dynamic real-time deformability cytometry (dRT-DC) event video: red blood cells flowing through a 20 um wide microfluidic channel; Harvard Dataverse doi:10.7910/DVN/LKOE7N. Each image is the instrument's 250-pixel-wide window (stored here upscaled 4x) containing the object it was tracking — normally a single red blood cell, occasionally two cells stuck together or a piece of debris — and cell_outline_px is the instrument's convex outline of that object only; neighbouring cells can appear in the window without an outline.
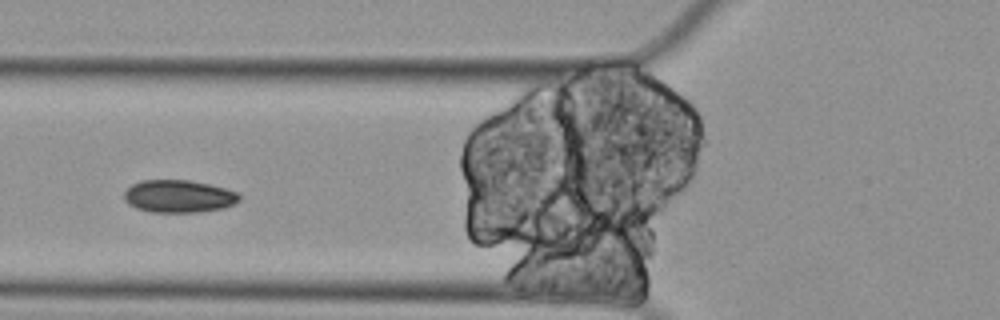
{"species": "Egyptian fruit bat (a non-hibernating species)", "species_latin": "Rousettus aegyptiacus", "temperature_condition": "cold", "stored_images_in_passage": 9, "segment_of_instrument_passage": [2, 2], "camera_frame_rate_fps": 3000, "um_per_image_px": 0.085, "animal": {"sex": "female"}, "frame": {"image": 1, "passage_image": 4, "time_ms": 1.0, "image_size_px": [1000, 320], "cell_outline_px": [[240, 200], [224, 208], [196, 212], [148, 212], [136, 208], [128, 204], [124, 200], [124, 192], [132, 184], [144, 180], [188, 180], [208, 184], [224, 188], [236, 192], [240, 196]], "centroid_in_image_um": [15.15, 16.69], "position_along_channel_um": 110.6, "area_um2": 21.79}}
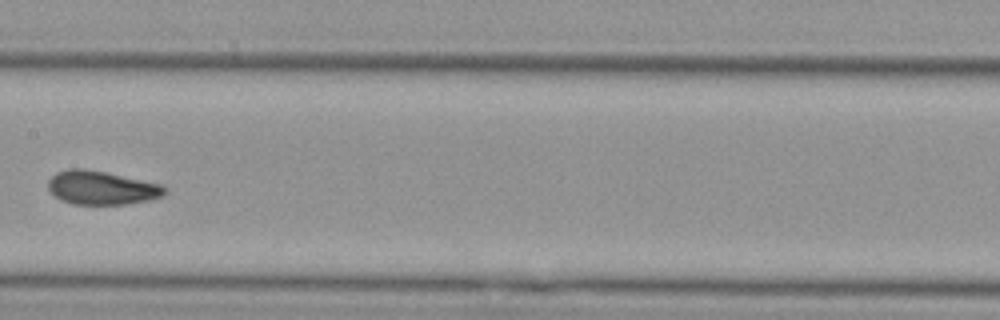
{"frame": {"image": 2, "passage_image": 6, "time_ms": 1.667, "image_size_px": [1000, 320], "cell_outline_px": [[168, 192], [164, 196], [148, 200], [124, 204], [72, 204], [60, 200], [48, 188], [48, 180], [56, 172], [68, 168], [84, 168], [104, 172], [160, 184], [168, 188]], "centroid_in_image_um": [8.63, 15.96], "position_along_channel_um": 198.8, "area_um2": 22.83}}
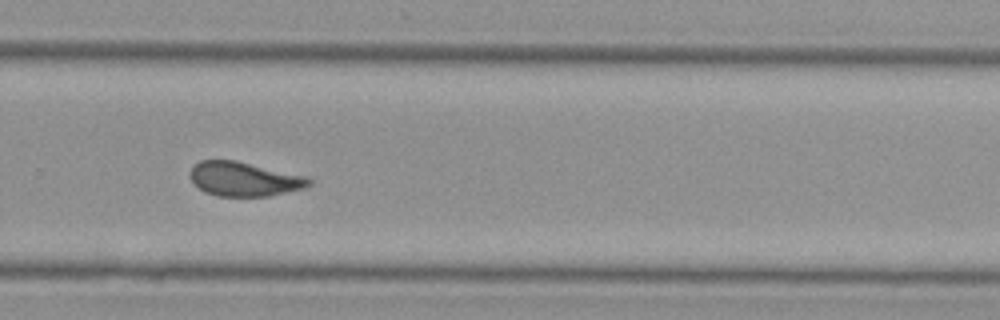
{"frame": {"image": 3, "passage_image": 9, "time_ms": 2.667, "image_size_px": [1000, 320], "cell_outline_px": [[312, 184], [304, 188], [268, 196], [216, 196], [204, 192], [192, 180], [188, 172], [192, 164], [200, 160], [236, 160], [308, 176], [312, 180]], "centroid_in_image_um": [20.75, 15.2], "position_along_channel_um": 309.1, "area_um2": 23.99}}